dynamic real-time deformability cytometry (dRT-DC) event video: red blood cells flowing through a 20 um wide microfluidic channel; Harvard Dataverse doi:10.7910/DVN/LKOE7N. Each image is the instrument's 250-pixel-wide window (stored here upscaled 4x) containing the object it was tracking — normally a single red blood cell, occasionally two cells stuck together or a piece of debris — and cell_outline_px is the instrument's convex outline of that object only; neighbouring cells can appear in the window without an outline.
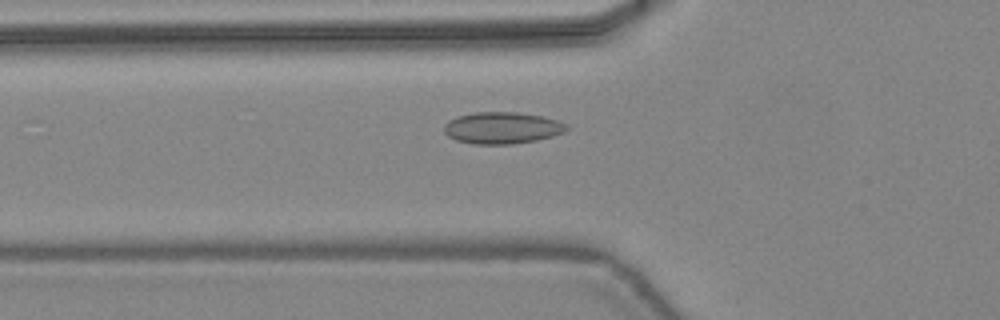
{"species": "common noctule bat (a hibernating species)", "species_latin": "Nyctalus noctula", "temperature_condition": "warm", "stored_images_in_passage": 36, "camera_frame_rate_fps": 3000, "um_per_image_px": 0.085, "animal": {"sex": "female", "body_mass_g": 24.6, "forearm_length_mm": 56.2}, "frame": {"image": 1, "passage_image": 8, "time_ms": 2.333, "image_size_px": [1000, 320], "cell_outline_px": [[568, 128], [564, 132], [552, 136], [536, 140], [512, 144], [472, 144], [456, 140], [448, 136], [444, 132], [444, 124], [448, 120], [456, 116], [476, 112], [516, 112], [544, 116], [568, 124]], "centroid_in_image_um": [42.66, 10.86], "position_along_channel_um": 83.1, "area_um2": 22.77}}
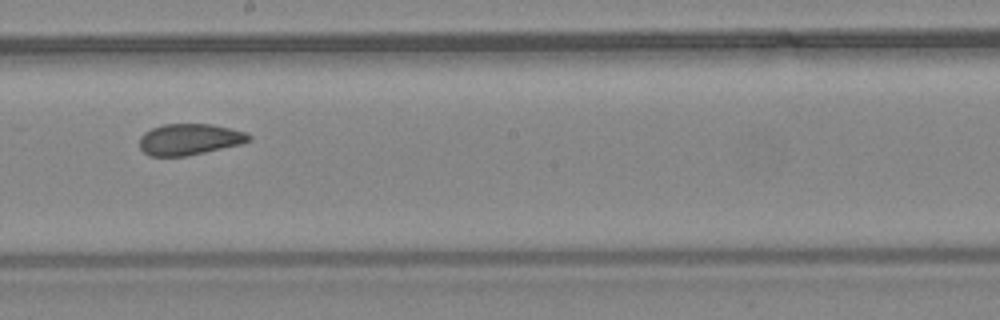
{"frame": {"image": 2, "passage_image": 18, "time_ms": 5.667, "image_size_px": [1000, 320], "cell_outline_px": [[252, 140], [240, 144], [204, 152], [184, 156], [148, 156], [140, 148], [140, 136], [144, 132], [152, 128], [164, 124], [212, 124], [244, 132], [252, 136]], "centroid_in_image_um": [16.08, 11.84], "position_along_channel_um": 232.1, "area_um2": 19.77}}
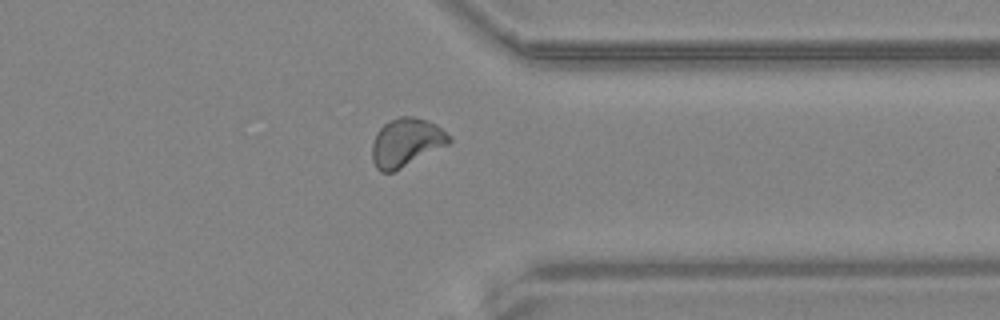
{"frame": {"image": 3, "passage_image": 28, "time_ms": 9.0, "image_size_px": [1000, 320], "cell_outline_px": [[452, 140], [448, 144], [392, 172], [380, 172], [376, 168], [372, 160], [372, 144], [376, 132], [388, 120], [400, 116], [412, 116], [428, 120], [436, 124]], "centroid_in_image_um": [34.48, 12.09], "position_along_channel_um": 376.9, "area_um2": 21.44}}